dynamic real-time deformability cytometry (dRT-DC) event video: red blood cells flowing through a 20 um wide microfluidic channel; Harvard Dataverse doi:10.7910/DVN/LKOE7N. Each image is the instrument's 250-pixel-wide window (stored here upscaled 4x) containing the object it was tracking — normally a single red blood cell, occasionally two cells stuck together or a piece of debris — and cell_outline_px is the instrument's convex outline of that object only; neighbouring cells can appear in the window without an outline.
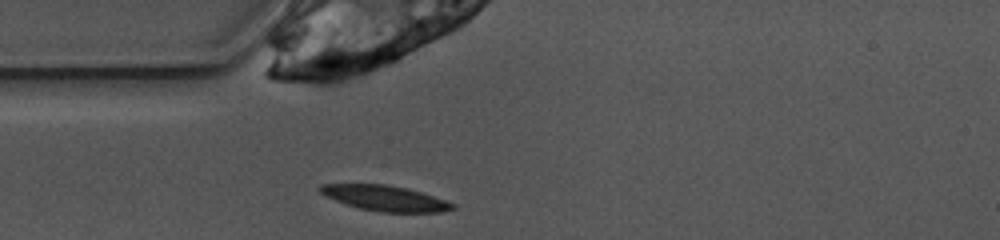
{"species": "common noctule bat (a hibernating species)", "species_latin": "Nyctalus noctula", "temperature_condition": "warm", "stored_images_in_passage": 38, "camera_frame_rate_fps": 3000, "um_per_image_px": 0.085, "animal": {"sex": "female", "body_mass_g": 10.0, "forearm_length_mm": 53.1}, "frame": {"image": 1, "passage_image": 1, "time_ms": 0.0, "image_size_px": [1000, 240], "cell_outline_px": [[456, 208], [440, 212], [380, 212], [360, 208], [324, 196], [320, 192], [320, 184], [384, 184], [408, 188], [456, 204]], "centroid_in_image_um": [32.74, 16.84], "position_along_channel_um": 52.3, "area_um2": 19.36}}
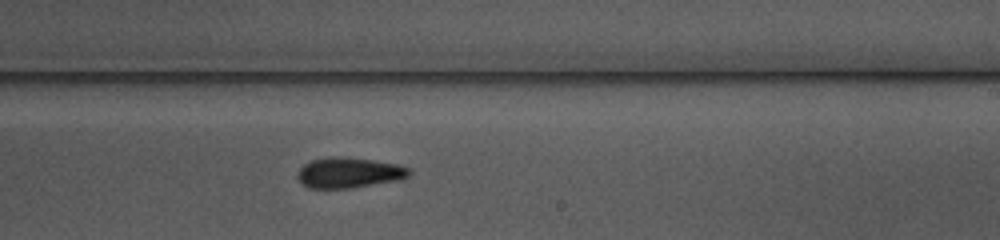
{"frame": {"image": 2, "passage_image": 17, "time_ms": 5.333, "image_size_px": [1000, 240], "cell_outline_px": [[412, 172], [408, 176], [400, 180], [352, 188], [308, 188], [296, 176], [296, 172], [304, 164], [312, 160], [328, 156], [340, 156], [372, 160], [400, 164], [412, 168]], "centroid_in_image_um": [29.7, 14.67], "position_along_channel_um": 259.3, "area_um2": 20.11}}
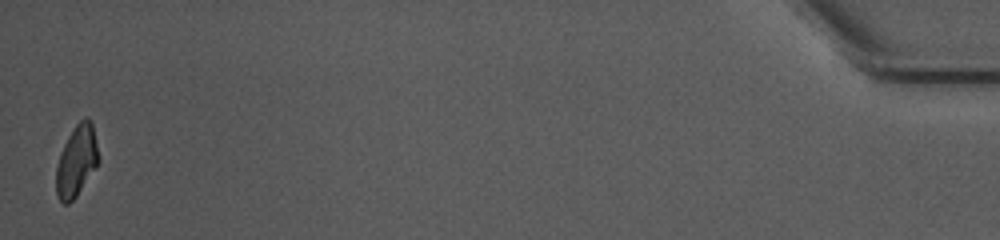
{"frame": {"image": 3, "passage_image": 38, "time_ms": 12.333, "image_size_px": [1000, 240], "cell_outline_px": [[100, 160], [96, 168], [76, 196], [68, 204], [64, 204], [60, 200], [56, 192], [56, 168], [60, 152], [68, 136], [76, 124], [84, 116], [88, 116], [92, 120]], "centroid_in_image_um": [6.53, 13.64], "position_along_channel_um": 428.7, "area_um2": 17.74}, "authors_computed_cell_mechanics": {"area_um2": 19.1318, "velocity_mm_per_s": 3.907, "shape_relaxation_time_tau1_ms": 2.7581, "shape_relaxation_time_tau2_ms": null, "deformation_change_tau1": 0.128, "deformation_change_tau2": null}}